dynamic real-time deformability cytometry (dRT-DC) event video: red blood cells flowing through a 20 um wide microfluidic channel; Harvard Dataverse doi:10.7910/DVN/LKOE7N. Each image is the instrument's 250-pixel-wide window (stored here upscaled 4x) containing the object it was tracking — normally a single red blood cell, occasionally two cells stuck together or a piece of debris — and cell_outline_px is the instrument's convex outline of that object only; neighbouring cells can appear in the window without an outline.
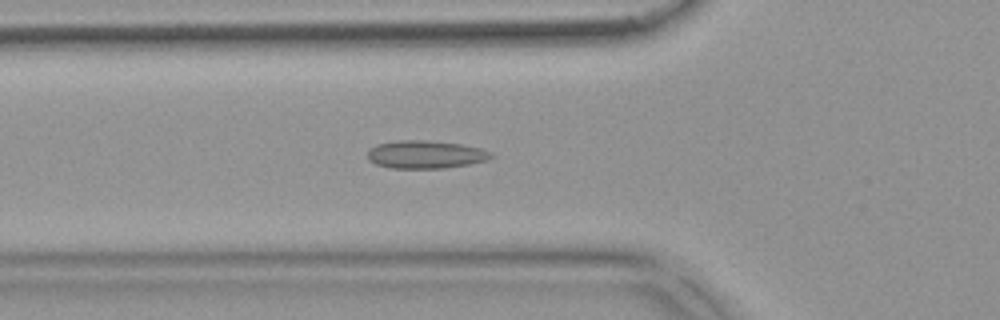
{"species": "common noctule bat (a hibernating species)", "species_latin": "Nyctalus noctula", "temperature_condition": "warm", "stored_images_in_passage": 52, "camera_frame_rate_fps": 3000, "um_per_image_px": 0.085, "animal": {"sex": "female", "body_mass_g": 18.4}, "frame": {"image": 1, "passage_image": 18, "time_ms": 5.667, "image_size_px": [1000, 320], "cell_outline_px": [[496, 156], [484, 160], [468, 164], [444, 168], [392, 168], [376, 164], [368, 160], [368, 148], [376, 144], [400, 140], [424, 140], [460, 144], [480, 148], [492, 152]], "centroid_in_image_um": [36.14, 13.13], "position_along_channel_um": 89.7, "area_um2": 20.06}}
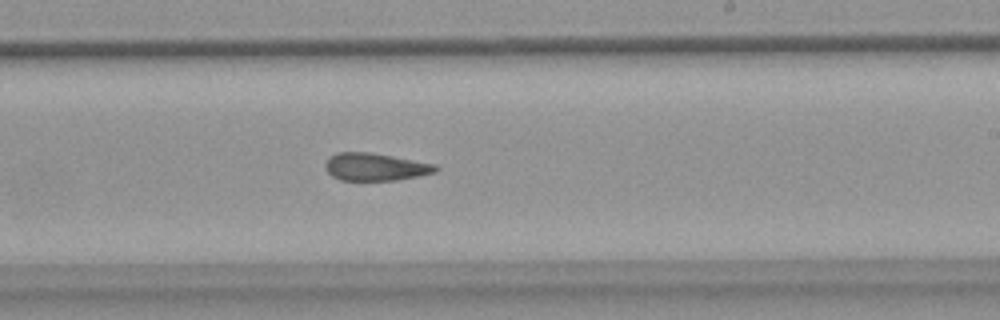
{"frame": {"image": 2, "passage_image": 31, "time_ms": 10.0, "image_size_px": [1000, 320], "cell_outline_px": [[440, 168], [436, 172], [396, 180], [340, 180], [332, 176], [324, 168], [324, 164], [336, 152], [368, 152], [392, 156], [436, 164]], "centroid_in_image_um": [31.9, 14.18], "position_along_channel_um": 257.1, "area_um2": 17.63}}
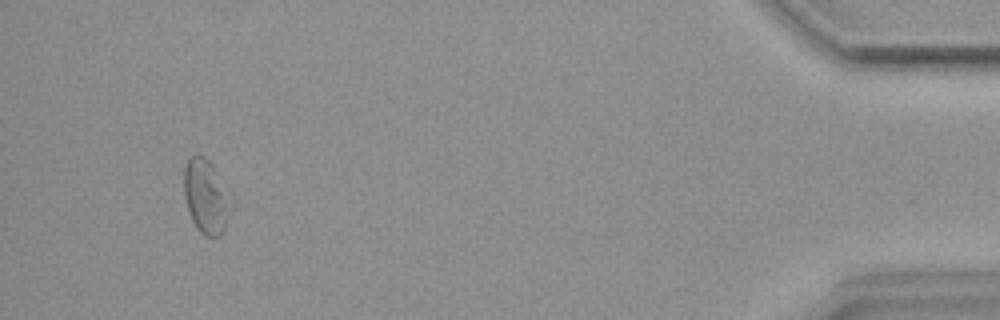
{"frame": {"image": 3, "passage_image": 49, "time_ms": 16.0, "image_size_px": [1000, 320], "cell_outline_px": [[232, 204], [224, 228], [220, 236], [212, 240], [204, 236], [200, 232], [192, 220], [188, 212], [184, 196], [184, 168], [188, 156], [204, 156], [212, 164]], "centroid_in_image_um": [17.47, 16.75], "position_along_channel_um": 417.7, "area_um2": 20.11}, "authors_computed_cell_mechanics": {"area_um2": 19.5942, "velocity_mm_per_s": 3.8763, "shape_relaxation_time_tau1_ms": null, "shape_relaxation_time_tau2_ms": 2.5024, "deformation_change_tau1": null, "deformation_change_tau2": 0.0905}}